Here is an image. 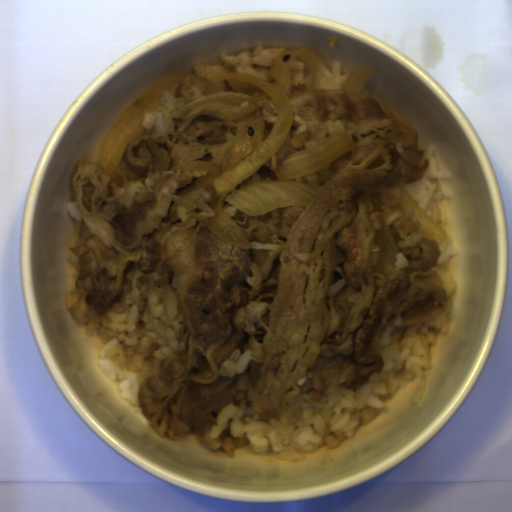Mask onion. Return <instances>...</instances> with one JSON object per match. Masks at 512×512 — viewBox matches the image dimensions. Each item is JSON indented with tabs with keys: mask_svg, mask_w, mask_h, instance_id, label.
<instances>
[{
	"mask_svg": "<svg viewBox=\"0 0 512 512\" xmlns=\"http://www.w3.org/2000/svg\"><path fill=\"white\" fill-rule=\"evenodd\" d=\"M370 200L373 204L372 210L374 212L383 211L384 204L381 200V194H379L378 192H373Z\"/></svg>",
	"mask_w": 512,
	"mask_h": 512,
	"instance_id": "onion-8",
	"label": "onion"
},
{
	"mask_svg": "<svg viewBox=\"0 0 512 512\" xmlns=\"http://www.w3.org/2000/svg\"><path fill=\"white\" fill-rule=\"evenodd\" d=\"M297 58L309 70L304 86L308 91H315L319 63L316 52L310 47L276 55L270 65L275 80L272 83L243 72H215L190 77L206 95L172 114L177 118H248L256 104L265 98L274 101L278 112L267 137L264 135V117H260L237 136L218 166L206 160H196L175 168L207 172L197 178L198 187L194 191L172 203L168 214L171 224L179 228L189 227L194 219L221 240L249 250V238L224 210L226 203L246 216L285 205L308 207L322 187L315 181L296 179L348 154L355 146L351 133L341 129L316 147L285 157L274 169L279 179L261 180L233 189L262 168L290 133L294 121L288 95L292 82L290 66Z\"/></svg>",
	"mask_w": 512,
	"mask_h": 512,
	"instance_id": "onion-1",
	"label": "onion"
},
{
	"mask_svg": "<svg viewBox=\"0 0 512 512\" xmlns=\"http://www.w3.org/2000/svg\"><path fill=\"white\" fill-rule=\"evenodd\" d=\"M220 443V450L232 456L235 449L250 446V442L246 434L242 437H233L231 431H223L217 438Z\"/></svg>",
	"mask_w": 512,
	"mask_h": 512,
	"instance_id": "onion-6",
	"label": "onion"
},
{
	"mask_svg": "<svg viewBox=\"0 0 512 512\" xmlns=\"http://www.w3.org/2000/svg\"><path fill=\"white\" fill-rule=\"evenodd\" d=\"M397 203L404 213L412 212L416 215L421 224L422 238L432 240L436 245H442L446 237L444 229L422 210L406 188L402 191Z\"/></svg>",
	"mask_w": 512,
	"mask_h": 512,
	"instance_id": "onion-4",
	"label": "onion"
},
{
	"mask_svg": "<svg viewBox=\"0 0 512 512\" xmlns=\"http://www.w3.org/2000/svg\"><path fill=\"white\" fill-rule=\"evenodd\" d=\"M376 248V274L389 276L395 272L397 266V253H400L393 230L383 223L380 231L374 238Z\"/></svg>",
	"mask_w": 512,
	"mask_h": 512,
	"instance_id": "onion-3",
	"label": "onion"
},
{
	"mask_svg": "<svg viewBox=\"0 0 512 512\" xmlns=\"http://www.w3.org/2000/svg\"><path fill=\"white\" fill-rule=\"evenodd\" d=\"M177 73L152 82L130 100L107 126L98 149L99 161L112 183L124 186L120 160L129 143L143 135L147 113L159 108L162 94L181 84Z\"/></svg>",
	"mask_w": 512,
	"mask_h": 512,
	"instance_id": "onion-2",
	"label": "onion"
},
{
	"mask_svg": "<svg viewBox=\"0 0 512 512\" xmlns=\"http://www.w3.org/2000/svg\"><path fill=\"white\" fill-rule=\"evenodd\" d=\"M376 69L359 68L352 72L341 86L344 93L351 96H358L364 83L369 80Z\"/></svg>",
	"mask_w": 512,
	"mask_h": 512,
	"instance_id": "onion-5",
	"label": "onion"
},
{
	"mask_svg": "<svg viewBox=\"0 0 512 512\" xmlns=\"http://www.w3.org/2000/svg\"><path fill=\"white\" fill-rule=\"evenodd\" d=\"M389 116L393 118L396 126L402 134L416 135V129L414 126L404 117L399 115L395 110H390Z\"/></svg>",
	"mask_w": 512,
	"mask_h": 512,
	"instance_id": "onion-7",
	"label": "onion"
}]
</instances>
